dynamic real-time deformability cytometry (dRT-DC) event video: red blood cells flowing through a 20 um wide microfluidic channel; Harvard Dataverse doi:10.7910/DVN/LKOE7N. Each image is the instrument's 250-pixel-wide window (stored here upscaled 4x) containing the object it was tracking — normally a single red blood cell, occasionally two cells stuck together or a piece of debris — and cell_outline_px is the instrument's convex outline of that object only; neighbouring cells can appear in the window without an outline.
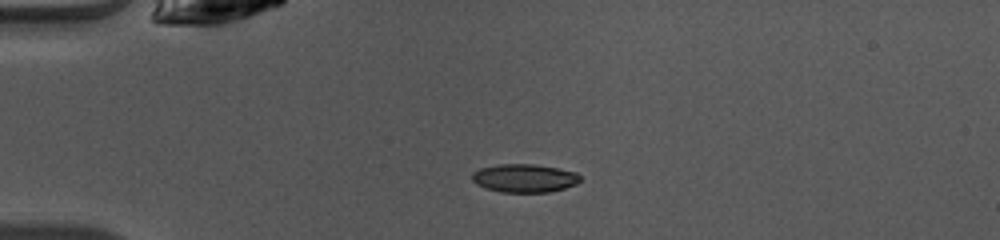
{"species": "common noctule bat (a hibernating species)", "species_latin": "Nyctalus noctula", "temperature_condition": "warm", "stored_images_in_passage": 38, "camera_frame_rate_fps": 3000, "um_per_image_px": 0.085, "animal": {"sex": "female", "body_mass_g": 10.0, "forearm_length_mm": 53.1}, "frame": {"image": 1, "passage_image": 1, "time_ms": 0.0, "image_size_px": [1000, 240], "cell_outline_px": [[580, 180], [576, 184], [564, 188], [548, 192], [500, 192], [484, 188], [476, 184], [472, 180], [472, 172], [480, 168], [500, 164], [532, 164], [556, 168], [576, 172], [580, 176]], "centroid_in_image_um": [44.54, 15.15], "position_along_channel_um": 40.5, "area_um2": 17.8}}
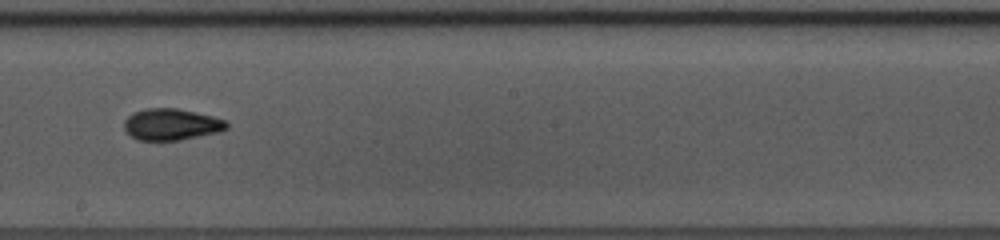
{"frame": {"image": 2, "passage_image": 17, "time_ms": 5.333, "image_size_px": [1000, 240], "cell_outline_px": [[228, 128], [220, 132], [180, 140], [136, 140], [124, 128], [124, 120], [132, 112], [144, 108], [176, 108], [212, 116], [228, 120]], "centroid_in_image_um": [14.58, 10.57], "position_along_channel_um": 233.6, "area_um2": 18.96}}
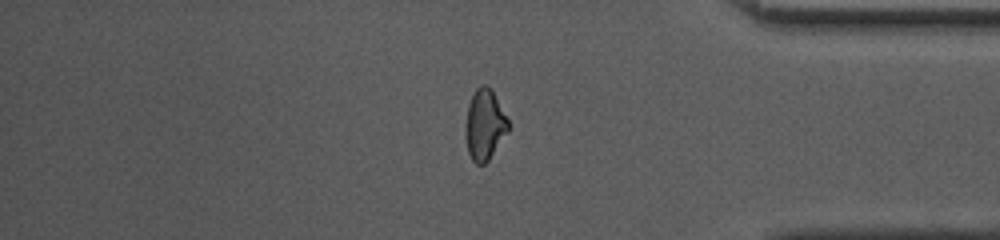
{"frame": {"image": 3, "passage_image": 30, "time_ms": 9.667, "image_size_px": [1000, 240], "cell_outline_px": [[508, 132], [488, 160], [484, 164], [476, 164], [472, 160], [468, 152], [464, 136], [464, 132], [468, 104], [476, 88], [480, 84], [488, 84], [492, 88], [508, 120]], "centroid_in_image_um": [41.17, 10.58], "position_along_channel_um": 394.0, "area_um2": 17.8}, "authors_computed_cell_mechanics": {"area_um2": 18.0914, "velocity_mm_per_s": 4.1127, "shape_relaxation_time_tau1_ms": 4.0859, "shape_relaxation_time_tau2_ms": 2.1565, "deformation_change_tau1": 0.1704, "deformation_change_tau2": 0.0776}}